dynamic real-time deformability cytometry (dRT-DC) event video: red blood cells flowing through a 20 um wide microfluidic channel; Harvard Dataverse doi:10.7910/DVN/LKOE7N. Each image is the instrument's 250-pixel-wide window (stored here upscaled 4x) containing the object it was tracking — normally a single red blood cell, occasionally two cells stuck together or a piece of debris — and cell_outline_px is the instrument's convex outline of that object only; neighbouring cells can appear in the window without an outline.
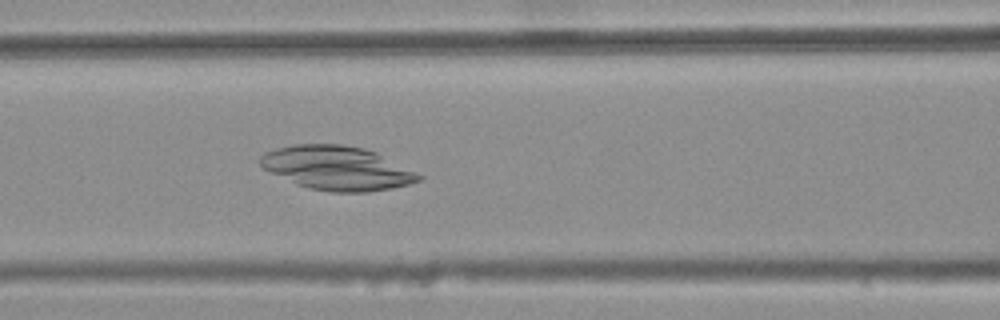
{"species": "common noctule bat (a hibernating species)", "species_latin": "Nyctalus noctula", "temperature_condition": "warm", "stored_images_in_passage": 41, "camera_frame_rate_fps": 3000, "um_per_image_px": 0.085, "animal": {"sex": "female", "body_mass_g": 25.1}, "frame": {"image": 1, "passage_image": 18, "time_ms": 5.667, "image_size_px": [1000, 320], "cell_outline_px": [[424, 176], [420, 180], [408, 184], [392, 188], [368, 192], [328, 192], [308, 188], [296, 184], [264, 168], [256, 160], [264, 152], [276, 148], [292, 144], [340, 144], [364, 148], [376, 152]], "centroid_in_image_um": [28.63, 14.28], "position_along_channel_um": 138.0, "area_um2": 40.58}}
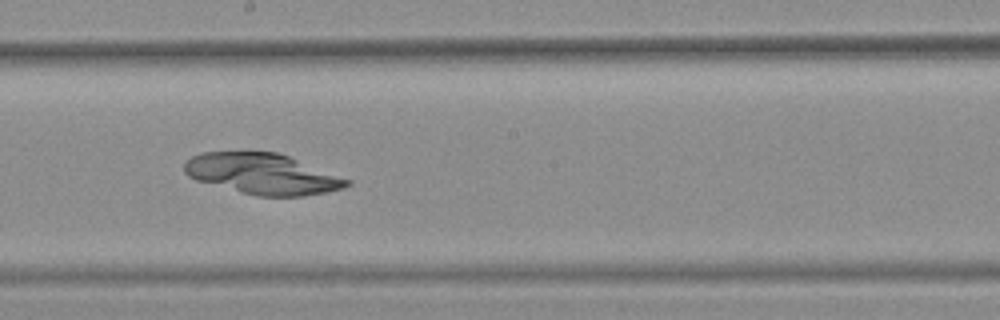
{"frame": {"image": 2, "passage_image": 25, "time_ms": 8.0, "image_size_px": [1000, 320], "cell_outline_px": [[352, 184], [344, 188], [328, 192], [304, 196], [256, 196], [196, 180], [188, 176], [184, 172], [184, 164], [192, 156], [200, 152], [276, 152], [288, 156], [352, 180]], "centroid_in_image_um": [22.34, 14.79], "position_along_channel_um": 225.9, "area_um2": 38.49}}
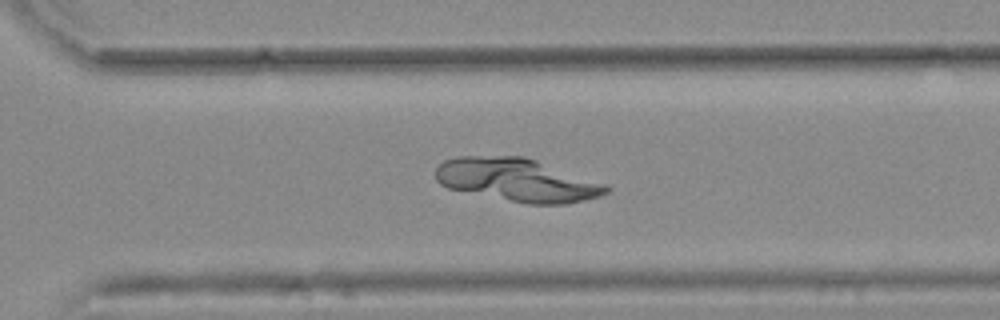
{"frame": {"image": 3, "passage_image": 33, "time_ms": 10.667, "image_size_px": [1000, 320], "cell_outline_px": [[612, 188], [608, 192], [600, 196], [584, 200], [564, 204], [528, 204], [448, 188], [440, 184], [436, 180], [436, 168], [444, 160], [456, 156], [524, 156], [608, 184]], "centroid_in_image_um": [43.99, 15.29], "position_along_channel_um": 326.6, "area_um2": 42.77}}